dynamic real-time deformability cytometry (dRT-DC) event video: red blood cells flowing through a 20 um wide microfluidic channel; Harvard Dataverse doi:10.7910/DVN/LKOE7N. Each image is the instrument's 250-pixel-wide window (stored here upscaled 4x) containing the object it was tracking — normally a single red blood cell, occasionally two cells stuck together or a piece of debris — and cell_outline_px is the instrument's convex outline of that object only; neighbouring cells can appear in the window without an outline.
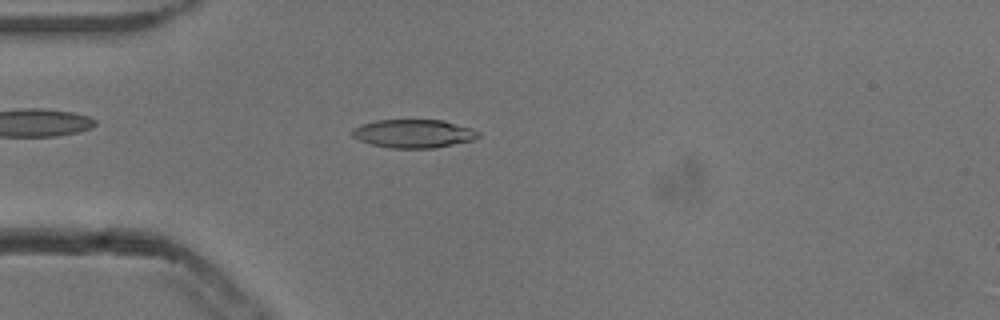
{"species": "common noctule bat (a hibernating species)", "species_latin": "Nyctalus noctula", "temperature_condition": "cold", "stored_images_in_passage": 52, "camera_frame_rate_fps": 3000, "um_per_image_px": 0.085, "animal": {"sex": "male", "body_mass_g": 13.3}, "frame": {"image": 1, "passage_image": 14, "time_ms": 4.333, "image_size_px": [1000, 320], "cell_outline_px": [[480, 136], [472, 140], [436, 148], [388, 148], [372, 144], [360, 140], [352, 136], [352, 128], [376, 120], [444, 120], [472, 128], [480, 132]], "centroid_in_image_um": [35.18, 11.36], "position_along_channel_um": 49.8, "area_um2": 20.87}}
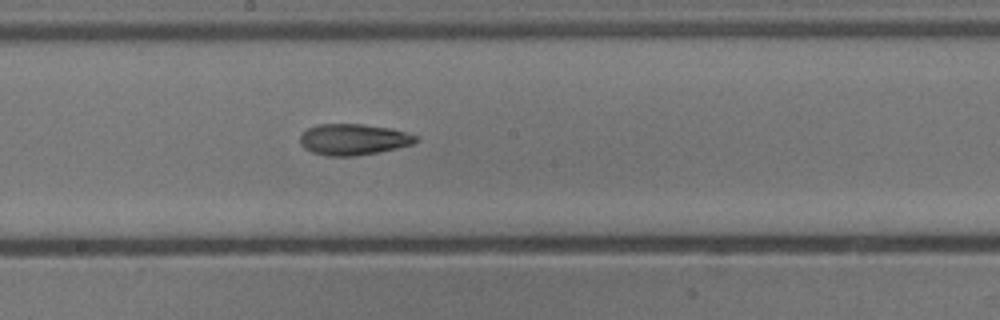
{"frame": {"image": 2, "passage_image": 28, "time_ms": 9.0, "image_size_px": [1000, 320], "cell_outline_px": [[416, 140], [412, 144], [380, 152], [356, 156], [328, 156], [312, 152], [304, 148], [300, 144], [300, 136], [308, 128], [316, 124], [360, 124], [392, 128], [416, 136]], "centroid_in_image_um": [30.0, 11.85], "position_along_channel_um": 218.2, "area_um2": 20.92}}
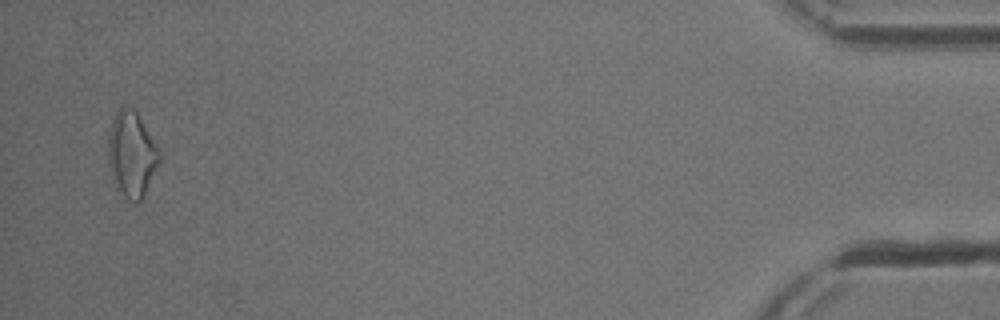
{"frame": {"image": 3, "passage_image": 51, "time_ms": 16.667, "image_size_px": [1000, 320], "cell_outline_px": [[160, 160], [144, 196], [136, 204], [132, 204], [116, 188], [108, 156], [108, 136], [112, 120], [116, 112], [120, 108], [132, 108], [136, 112], [160, 152]], "centroid_in_image_um": [11.19, 13.16], "position_along_channel_um": 424.0, "area_um2": 24.97}, "authors_computed_cell_mechanics": {"area_um2": 20.9236, "velocity_mm_per_s": 3.838, "shape_relaxation_time_tau1_ms": 7.1087, "shape_relaxation_time_tau2_ms": 4.895, "deformation_change_tau1": 0.1486, "deformation_change_tau2": 0.1308}}